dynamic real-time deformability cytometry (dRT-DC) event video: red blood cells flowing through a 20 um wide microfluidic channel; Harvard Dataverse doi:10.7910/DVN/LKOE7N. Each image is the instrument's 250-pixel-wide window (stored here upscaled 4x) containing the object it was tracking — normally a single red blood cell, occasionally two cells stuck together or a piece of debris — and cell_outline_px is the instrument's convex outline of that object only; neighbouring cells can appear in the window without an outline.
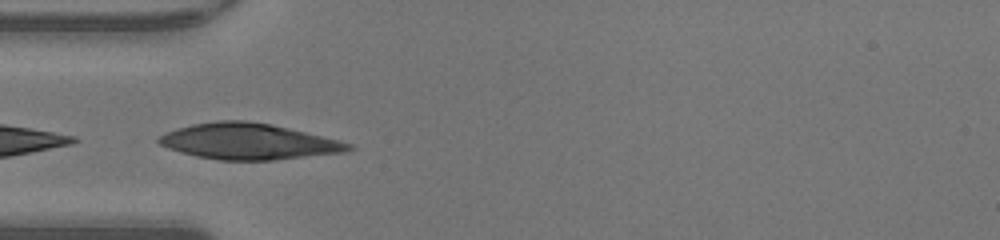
{"species": "human", "species_latin": "Homo sapiens", "temperature_condition": "warm", "stored_images_in_passage": 12, "camera_frame_rate_fps": 3000, "um_per_image_px": 0.085, "donor": {"sex": "male"}, "frame": {"image": 1, "passage_image": 4, "time_ms": 1.0, "image_size_px": [1000, 240], "cell_outline_px": [[356, 148], [344, 152], [272, 160], [220, 160], [196, 156], [180, 152], [168, 148], [160, 144], [156, 140], [160, 136], [176, 128], [192, 124], [216, 120], [244, 120], [268, 124], [288, 128], [352, 144]], "centroid_in_image_um": [21.08, 12.02], "position_along_channel_um": 63.9, "area_um2": 39.3}}
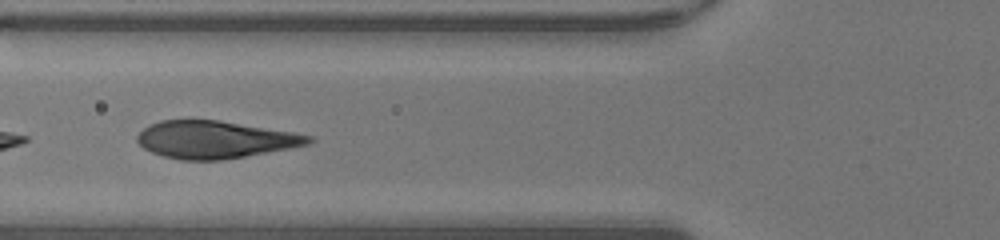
{"frame": {"image": 2, "passage_image": 7, "time_ms": 2.0, "image_size_px": [1000, 240], "cell_outline_px": [[316, 140], [312, 144], [244, 156], [220, 160], [180, 160], [164, 156], [152, 152], [144, 148], [136, 140], [136, 136], [148, 124], [160, 120], [188, 116], [220, 120], [292, 132], [312, 136]], "centroid_in_image_um": [18.23, 11.82], "position_along_channel_um": 107.6, "area_um2": 38.15}}
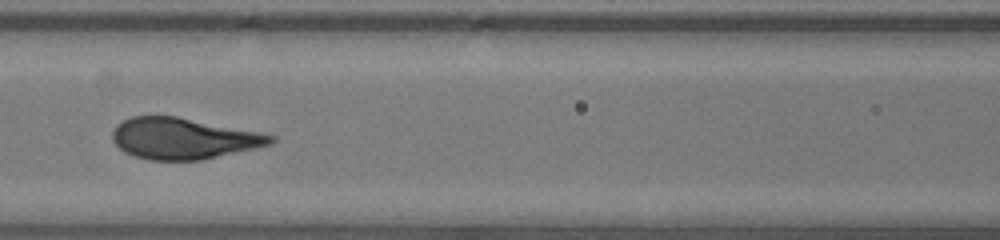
{"frame": {"image": 3, "passage_image": 10, "time_ms": 3.0, "image_size_px": [1000, 240], "cell_outline_px": [[276, 140], [272, 144], [200, 160], [152, 160], [136, 156], [124, 152], [112, 140], [112, 132], [116, 124], [132, 116], [176, 116], [260, 132], [276, 136]], "centroid_in_image_um": [15.58, 11.76], "position_along_channel_um": 151.0, "area_um2": 37.74}}